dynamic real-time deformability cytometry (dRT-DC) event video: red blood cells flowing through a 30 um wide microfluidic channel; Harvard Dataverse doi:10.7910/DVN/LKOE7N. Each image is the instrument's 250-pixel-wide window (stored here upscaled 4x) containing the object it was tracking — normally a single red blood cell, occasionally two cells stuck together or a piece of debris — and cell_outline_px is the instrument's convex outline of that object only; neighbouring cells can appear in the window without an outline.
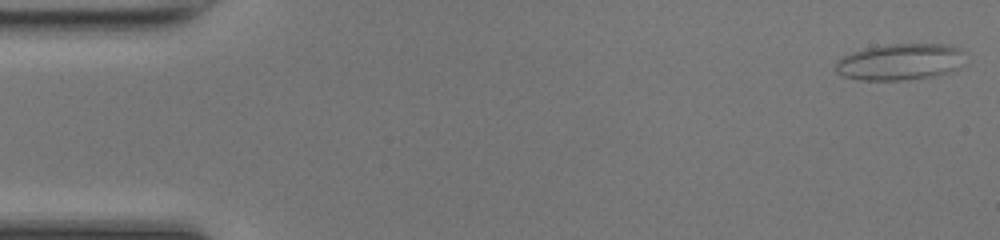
{"species": "common noctule bat (a hibernating species)", "species_latin": "Nyctalus noctula", "temperature_condition": "room temperature", "stored_images_in_passage": 13, "camera_frame_rate_fps": 3000, "um_per_image_px": 0.085, "animal": {"sex": "female", "body_mass_g": 17.0, "forearm_length_mm": 48.0}, "frame": {"image": 1, "passage_image": 1, "time_ms": 0.0, "image_size_px": [1000, 240], "cell_outline_px": [[960, 68], [948, 72], [932, 76], [904, 80], [860, 80], [844, 76], [836, 72], [836, 60], [852, 52], [864, 48], [888, 44], [948, 44], [956, 48], [960, 52]], "centroid_in_image_um": [76.43, 5.26], "position_along_channel_um": 8.6, "area_um2": 27.17}}